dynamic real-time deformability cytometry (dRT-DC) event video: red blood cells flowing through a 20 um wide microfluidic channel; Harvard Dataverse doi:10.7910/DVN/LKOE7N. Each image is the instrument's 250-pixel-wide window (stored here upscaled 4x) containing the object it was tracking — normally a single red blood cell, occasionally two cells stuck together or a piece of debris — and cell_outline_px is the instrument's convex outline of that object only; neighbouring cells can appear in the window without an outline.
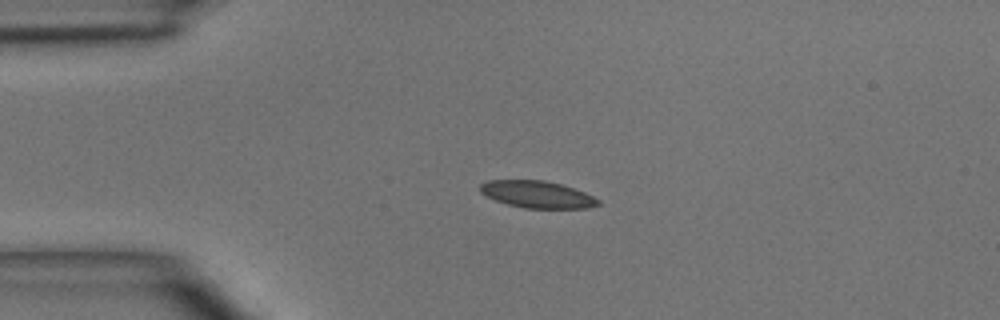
{"species": "common noctule bat (a hibernating species)", "species_latin": "Nyctalus noctula", "temperature_condition": "room temperature", "stored_images_in_passage": 5, "camera_frame_rate_fps": 3000, "um_per_image_px": 0.085, "animal": {"sex": "male", "body_mass_g": 15.6}, "frame": {"image": 1, "passage_image": 2, "time_ms": 2.0, "image_size_px": [1000, 320], "cell_outline_px": [[600, 204], [588, 208], [524, 208], [508, 204], [496, 200], [480, 192], [480, 184], [488, 180], [544, 180], [560, 184], [584, 192], [600, 200]], "centroid_in_image_um": [45.66, 16.52], "position_along_channel_um": 39.3, "area_um2": 18.38}}
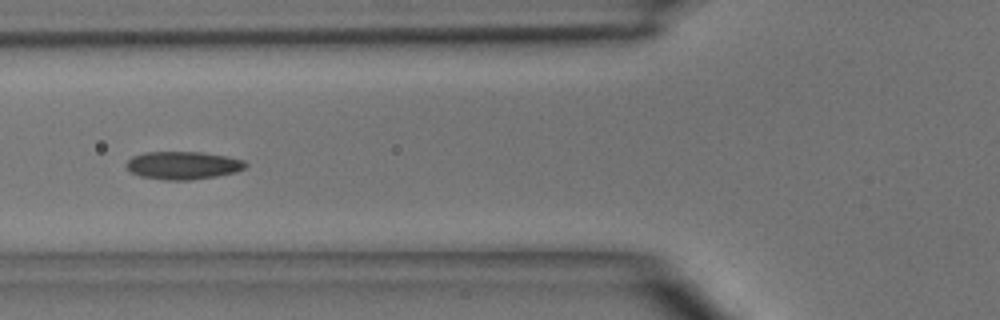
{"frame": {"image": 2, "passage_image": 4, "time_ms": 4.333, "image_size_px": [1000, 320], "cell_outline_px": [[248, 164], [244, 168], [236, 172], [216, 176], [188, 180], [164, 180], [140, 176], [132, 172], [124, 164], [132, 156], [144, 152], [200, 152], [224, 156], [244, 160]], "centroid_in_image_um": [15.53, 14.05], "position_along_channel_um": 110.3, "area_um2": 19.31}}